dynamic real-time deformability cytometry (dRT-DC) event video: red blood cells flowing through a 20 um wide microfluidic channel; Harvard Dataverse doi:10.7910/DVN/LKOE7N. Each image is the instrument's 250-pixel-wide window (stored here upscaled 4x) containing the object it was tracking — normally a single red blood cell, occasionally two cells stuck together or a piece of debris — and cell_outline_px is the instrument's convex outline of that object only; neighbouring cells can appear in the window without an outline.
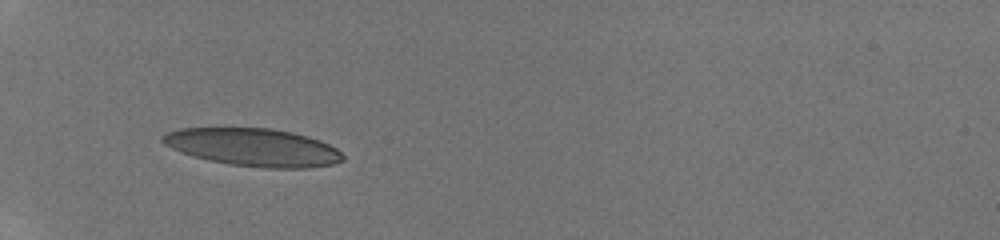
{"species": "human", "species_latin": "Homo sapiens", "temperature_condition": "room temperature", "stored_images_in_passage": 38, "camera_frame_rate_fps": 3000, "um_per_image_px": 0.085, "donor": {"sex": "male"}, "frame": {"image": 1, "passage_image": 1, "time_ms": 0.0, "image_size_px": [1000, 240], "cell_outline_px": [[344, 160], [332, 164], [308, 168], [264, 168], [232, 164], [208, 160], [192, 156], [172, 148], [164, 144], [160, 140], [160, 136], [168, 132], [180, 128], [272, 128], [292, 132], [308, 136], [320, 140], [336, 148], [344, 156]], "centroid_in_image_um": [21.53, 12.51], "position_along_channel_um": 63.5, "area_um2": 39.71}}
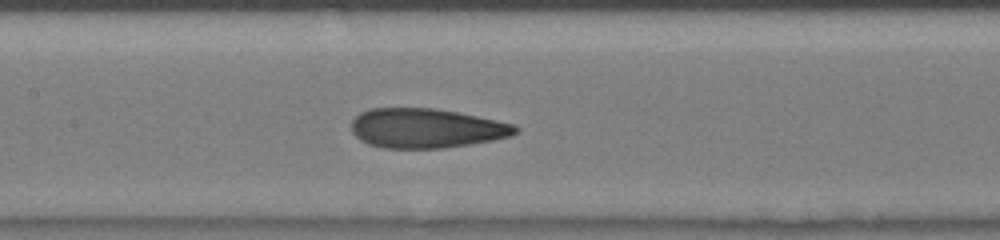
{"frame": {"image": 2, "passage_image": 20, "time_ms": 3.0, "image_size_px": [1000, 240], "cell_outline_px": [[520, 128], [512, 136], [492, 140], [444, 148], [380, 148], [368, 144], [360, 140], [352, 132], [352, 120], [360, 112], [368, 108], [432, 108], [456, 112], [516, 124]], "centroid_in_image_um": [36.21, 10.9], "position_along_channel_um": 171.2, "area_um2": 37.8}}
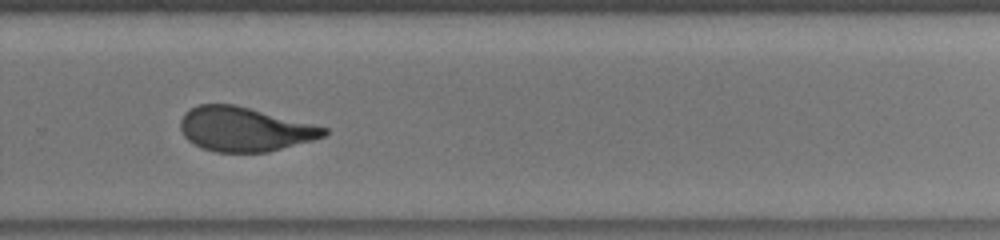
{"frame": {"image": 3, "passage_image": 31, "time_ms": 6.333, "image_size_px": [1000, 240], "cell_outline_px": [[328, 132], [324, 136], [312, 140], [268, 152], [216, 152], [200, 148], [188, 140], [184, 136], [180, 128], [180, 120], [184, 112], [200, 104], [236, 104], [328, 128]], "centroid_in_image_um": [20.75, 10.98], "position_along_channel_um": 309.1, "area_um2": 36.99}}